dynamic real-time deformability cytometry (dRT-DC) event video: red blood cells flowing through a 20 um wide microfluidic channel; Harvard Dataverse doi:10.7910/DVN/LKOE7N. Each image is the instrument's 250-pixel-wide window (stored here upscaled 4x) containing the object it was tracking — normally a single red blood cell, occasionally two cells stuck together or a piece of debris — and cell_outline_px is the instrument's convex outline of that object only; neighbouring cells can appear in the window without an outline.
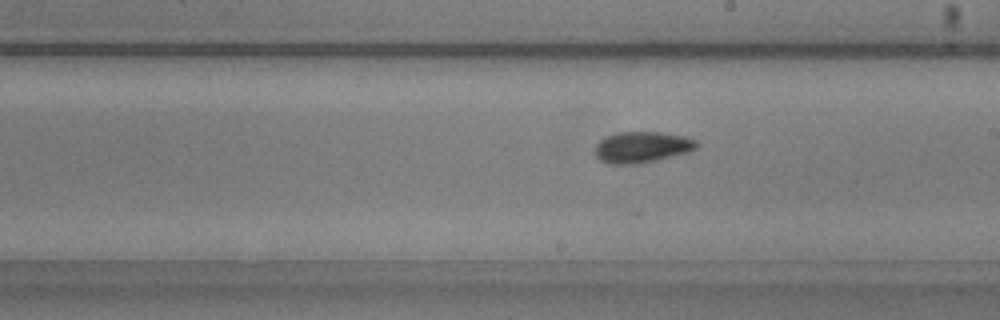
{"species": "common noctule bat (a hibernating species)", "species_latin": "Nyctalus noctula", "temperature_condition": "warm", "stored_images_in_passage": 29, "camera_frame_rate_fps": 3000, "um_per_image_px": 0.085, "animal": {"sex": "male", "body_mass_g": 20.5, "forearm_length_mm": 52.5}, "frame": {"image": 1, "passage_image": 16, "time_ms": 5.0, "image_size_px": [1000, 320], "cell_outline_px": [[700, 144], [696, 148], [688, 152], [640, 164], [612, 164], [600, 160], [596, 156], [596, 144], [600, 140], [616, 132], [660, 132], [684, 136], [696, 140]], "centroid_in_image_um": [54.58, 12.5], "position_along_channel_um": 234.4, "area_um2": 18.38}}